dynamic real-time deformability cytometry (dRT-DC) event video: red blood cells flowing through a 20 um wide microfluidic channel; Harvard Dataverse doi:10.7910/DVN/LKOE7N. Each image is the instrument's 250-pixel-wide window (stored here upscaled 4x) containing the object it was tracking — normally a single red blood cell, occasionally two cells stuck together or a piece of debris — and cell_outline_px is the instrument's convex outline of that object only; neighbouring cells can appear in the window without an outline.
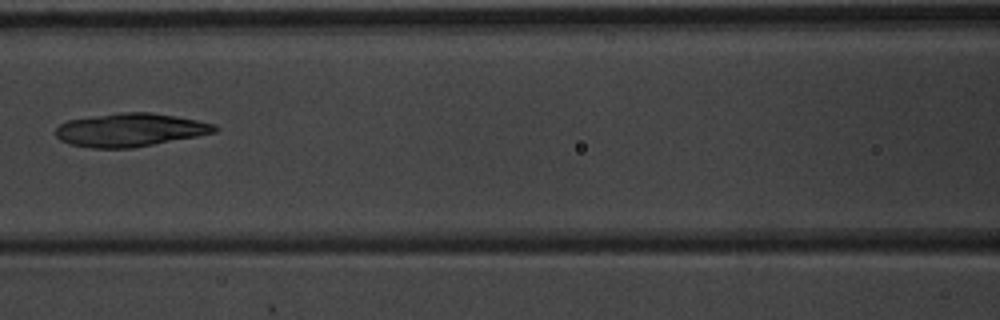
{"species": "common noctule bat (a hibernating species)", "species_latin": "Nyctalus noctula", "temperature_condition": "warm", "stored_images_in_passage": 6, "camera_frame_rate_fps": 3000, "um_per_image_px": 0.085, "animal": {"sex": "male", "body_mass_g": 20.1, "forearm_length_mm": 53.5}, "frame": {"image": 1, "passage_image": 5, "time_ms": 1.333, "image_size_px": [1000, 320], "cell_outline_px": [[220, 128], [216, 132], [196, 136], [132, 148], [92, 148], [68, 144], [60, 140], [56, 136], [56, 128], [60, 124], [68, 120], [124, 112], [152, 112], [176, 116], [216, 124]], "centroid_in_image_um": [11.07, 11.04], "position_along_channel_um": 155.5, "area_um2": 30.69}}
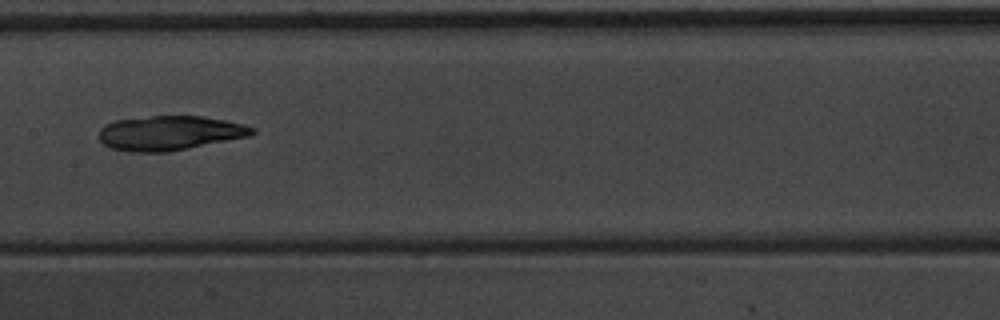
{"frame": {"image": 2, "passage_image": 6, "time_ms": 1.667, "image_size_px": [1000, 320], "cell_outline_px": [[256, 132], [248, 136], [168, 152], [128, 152], [108, 148], [100, 140], [100, 128], [104, 124], [112, 120], [148, 116], [204, 116], [244, 124], [256, 128]], "centroid_in_image_um": [14.38, 11.3], "position_along_channel_um": 193.0, "area_um2": 30.98}}